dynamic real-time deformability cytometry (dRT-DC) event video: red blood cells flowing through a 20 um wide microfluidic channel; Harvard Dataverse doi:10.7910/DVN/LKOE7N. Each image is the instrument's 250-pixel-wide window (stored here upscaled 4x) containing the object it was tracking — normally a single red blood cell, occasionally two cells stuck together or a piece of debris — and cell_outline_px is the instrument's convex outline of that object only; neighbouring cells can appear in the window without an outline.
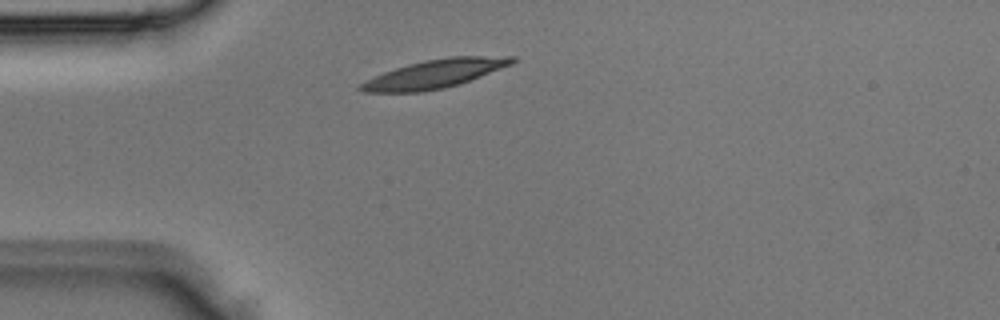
{"species": "Egyptian fruit bat (a non-hibernating species)", "species_latin": "Rousettus aegyptiacus", "temperature_condition": "room temperature", "stored_images_in_passage": 1, "camera_frame_rate_fps": 3000, "um_per_image_px": 0.085, "animal": {"sex": "male"}, "frame": {"image": 1, "passage_image": 1, "time_ms": 0.0, "image_size_px": [1000, 320], "cell_outline_px": [[516, 60], [512, 64], [480, 76], [444, 88], [420, 92], [364, 92], [356, 88], [364, 80], [384, 72], [408, 64], [424, 60], [448, 56], [516, 56]], "centroid_in_image_um": [36.92, 6.27], "position_along_channel_um": 48.1, "area_um2": 24.97}}